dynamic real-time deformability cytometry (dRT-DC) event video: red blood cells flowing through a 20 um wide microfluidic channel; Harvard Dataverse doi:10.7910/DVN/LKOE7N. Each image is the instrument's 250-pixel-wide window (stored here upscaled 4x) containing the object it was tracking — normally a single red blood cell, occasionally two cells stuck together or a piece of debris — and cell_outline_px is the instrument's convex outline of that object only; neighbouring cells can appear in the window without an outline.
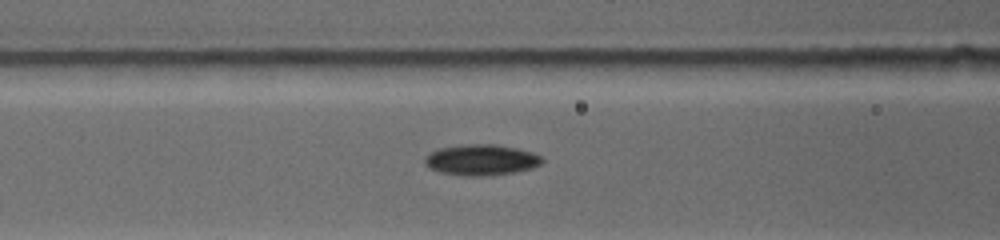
{"species": "common noctule bat (a hibernating species)", "species_latin": "Nyctalus noctula", "temperature_condition": "warm", "stored_images_in_passage": 21, "camera_frame_rate_fps": 4500, "um_per_image_px": 0.085, "animal": {"sex": "female", "body_mass_g": 19.0, "forearm_length_mm": 53.3}, "frame": {"image": 1, "passage_image": 8, "time_ms": 3.333, "image_size_px": [1000, 240], "cell_outline_px": [[544, 160], [540, 164], [532, 168], [512, 172], [488, 176], [464, 176], [440, 172], [428, 168], [424, 164], [424, 156], [428, 152], [440, 148], [464, 144], [492, 144], [516, 148], [532, 152], [540, 156]], "centroid_in_image_um": [40.84, 13.59], "position_along_channel_um": 125.8, "area_um2": 21.21}}
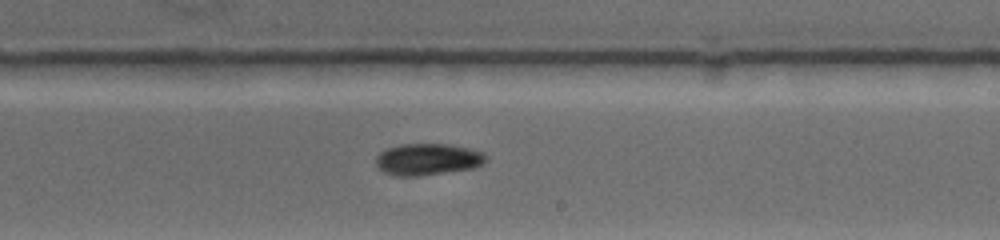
{"frame": {"image": 2, "passage_image": 14, "time_ms": 6.667, "image_size_px": [1000, 240], "cell_outline_px": [[488, 160], [484, 164], [472, 168], [420, 176], [392, 176], [376, 168], [376, 156], [380, 152], [388, 148], [404, 144], [448, 144], [468, 148], [480, 152], [488, 156]], "centroid_in_image_um": [36.34, 13.55], "position_along_channel_um": 252.7, "area_um2": 20.4}}
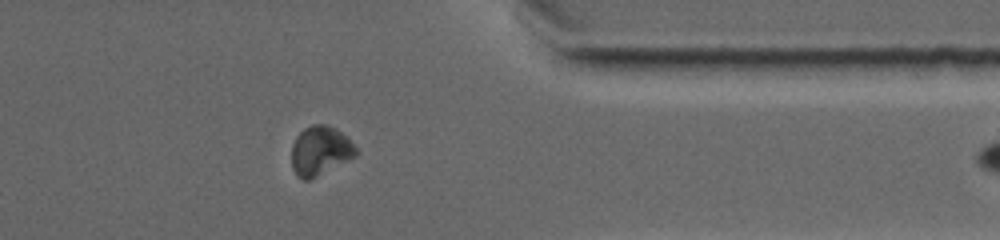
{"frame": {"image": 3, "passage_image": 20, "time_ms": 10.444, "image_size_px": [1000, 240], "cell_outline_px": [[360, 152], [356, 156], [308, 180], [304, 180], [296, 176], [292, 168], [292, 144], [296, 136], [304, 128], [312, 124], [328, 124], [336, 128], [348, 136]], "centroid_in_image_um": [27.23, 12.78], "position_along_channel_um": 384.2, "area_um2": 18.67}}